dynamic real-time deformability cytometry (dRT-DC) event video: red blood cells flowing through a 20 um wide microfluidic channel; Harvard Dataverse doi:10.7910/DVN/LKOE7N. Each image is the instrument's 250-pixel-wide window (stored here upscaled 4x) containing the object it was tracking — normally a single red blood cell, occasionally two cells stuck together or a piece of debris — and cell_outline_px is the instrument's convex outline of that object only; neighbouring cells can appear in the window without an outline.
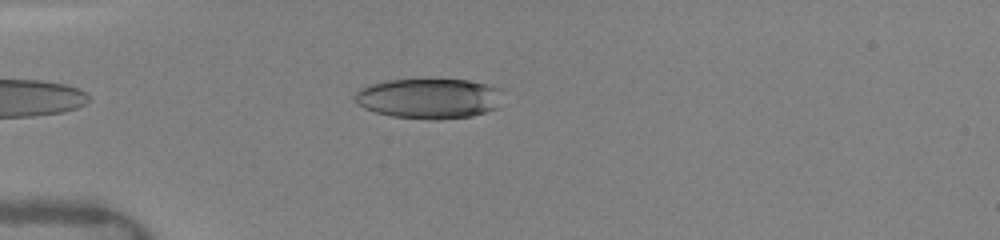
{"species": "human", "species_latin": "Homo sapiens", "temperature_condition": "warm", "stored_images_in_passage": 8, "camera_frame_rate_fps": 3000, "um_per_image_px": 0.085, "donor": {"sex": "female"}, "frame": {"image": 1, "passage_image": 5, "time_ms": 1.333, "image_size_px": [1000, 240], "cell_outline_px": [[496, 108], [472, 116], [440, 120], [428, 120], [392, 116], [376, 112], [364, 108], [356, 100], [356, 92], [360, 88], [372, 84], [388, 80], [468, 80], [484, 84], [496, 88]], "centroid_in_image_um": [36.38, 8.39], "position_along_channel_um": 48.6, "area_um2": 33.81}}